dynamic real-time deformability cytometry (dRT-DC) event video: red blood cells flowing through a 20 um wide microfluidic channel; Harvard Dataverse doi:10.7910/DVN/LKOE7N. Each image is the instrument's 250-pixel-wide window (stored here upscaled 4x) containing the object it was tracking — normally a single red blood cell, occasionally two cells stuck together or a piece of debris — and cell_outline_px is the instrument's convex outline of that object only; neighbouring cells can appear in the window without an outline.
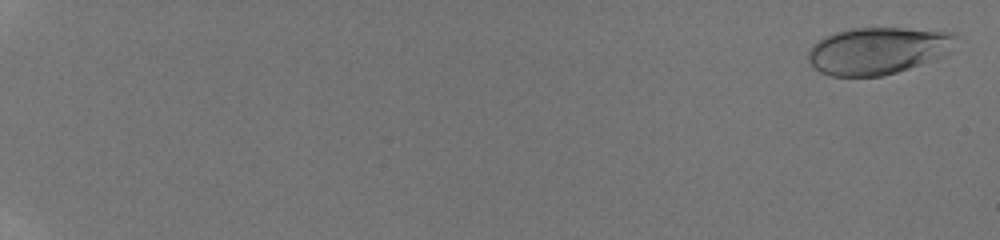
{"species": "human", "species_latin": "Homo sapiens", "temperature_condition": "room temperature", "stored_images_in_passage": 15, "camera_frame_rate_fps": 3000, "um_per_image_px": 0.085, "donor": {"sex": "male"}, "frame": {"image": 1, "passage_image": 2, "time_ms": 0.333, "image_size_px": [1000, 240], "cell_outline_px": [[956, 36], [948, 52], [944, 56], [896, 72], [880, 76], [832, 76], [820, 72], [808, 64], [808, 52], [812, 44], [824, 36], [848, 28], [904, 28], [956, 32]], "centroid_in_image_um": [74.56, 4.3], "position_along_channel_um": 10.4, "area_um2": 40.52}}